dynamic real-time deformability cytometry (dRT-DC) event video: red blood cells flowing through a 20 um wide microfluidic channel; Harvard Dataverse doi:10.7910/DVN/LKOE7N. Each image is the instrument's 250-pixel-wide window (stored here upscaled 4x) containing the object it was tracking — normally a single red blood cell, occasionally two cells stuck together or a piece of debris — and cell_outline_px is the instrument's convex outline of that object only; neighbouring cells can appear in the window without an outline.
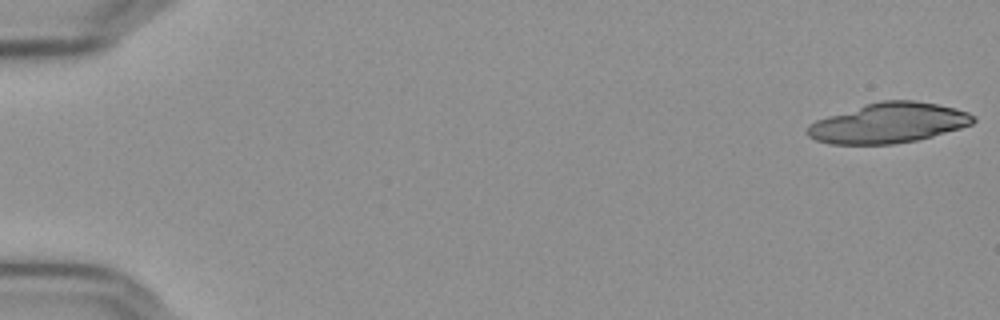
{"species": "Egyptian fruit bat (a non-hibernating species)", "species_latin": "Rousettus aegyptiacus", "temperature_condition": "cold", "stored_images_in_passage": 6, "camera_frame_rate_fps": 3000, "um_per_image_px": 0.085, "frame": {"image": 1, "passage_image": 1, "time_ms": 0.0, "image_size_px": [1000, 320], "cell_outline_px": [[976, 120], [972, 124], [960, 128], [932, 136], [916, 140], [892, 144], [828, 144], [816, 140], [808, 136], [808, 124], [816, 120], [828, 116], [880, 100], [912, 100], [936, 104], [956, 108], [968, 112], [976, 116]], "centroid_in_image_um": [75.54, 10.46], "position_along_channel_um": 9.5, "area_um2": 38.49}}